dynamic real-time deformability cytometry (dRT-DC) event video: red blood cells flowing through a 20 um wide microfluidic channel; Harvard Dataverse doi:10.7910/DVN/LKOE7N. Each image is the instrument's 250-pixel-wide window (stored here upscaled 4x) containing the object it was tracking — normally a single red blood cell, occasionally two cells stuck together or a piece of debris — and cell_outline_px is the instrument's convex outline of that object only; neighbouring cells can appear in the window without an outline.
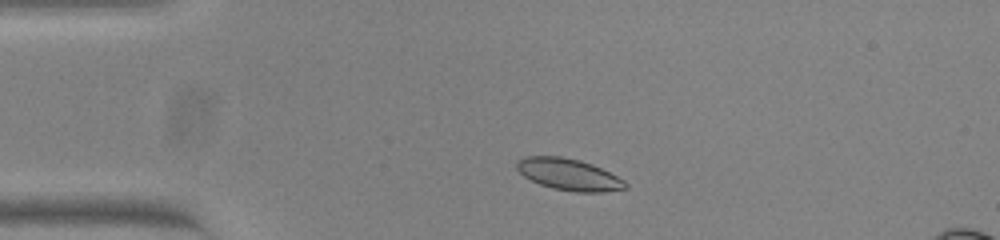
{"species": "common noctule bat (a hibernating species)", "species_latin": "Nyctalus noctula", "temperature_condition": "warm", "stored_images_in_passage": 48, "camera_frame_rate_fps": 3000, "um_per_image_px": 0.085, "animal": {"sex": "female", "body_mass_g": 23.0, "forearm_length_mm": 53.4}, "frame": {"image": 1, "passage_image": 5, "time_ms": 1.333, "image_size_px": [1000, 240], "cell_outline_px": [[628, 188], [604, 192], [576, 192], [552, 188], [540, 184], [524, 176], [516, 168], [516, 160], [524, 156], [560, 156], [580, 160], [592, 164], [624, 180], [628, 184]], "centroid_in_image_um": [48.34, 14.82], "position_along_channel_um": 36.7, "area_um2": 20.0}}
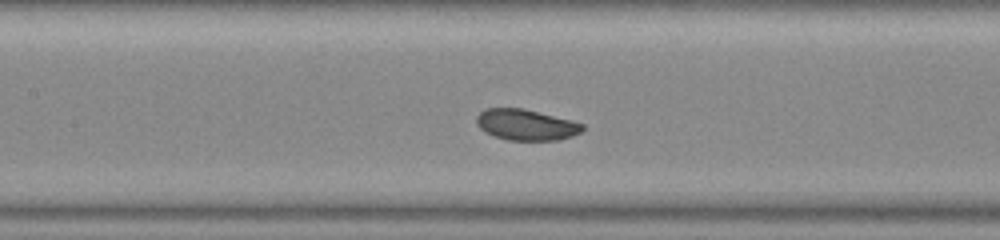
{"frame": {"image": 2, "passage_image": 18, "time_ms": 5.667, "image_size_px": [1000, 240], "cell_outline_px": [[584, 128], [580, 132], [572, 136], [556, 140], [508, 140], [484, 132], [476, 124], [476, 116], [480, 112], [488, 108], [524, 108], [572, 120], [584, 124]], "centroid_in_image_um": [44.71, 10.6], "position_along_channel_um": 162.7, "area_um2": 19.13}}
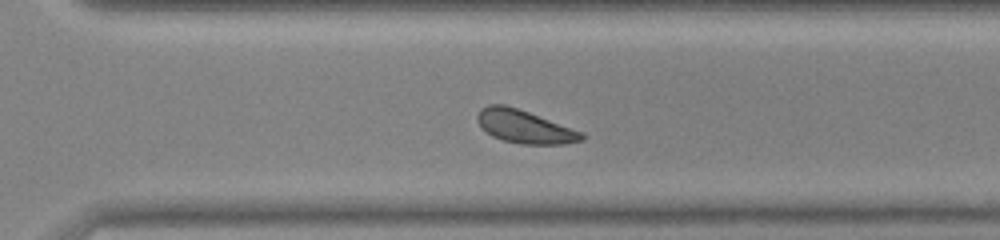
{"frame": {"image": 3, "passage_image": 31, "time_ms": 10.0, "image_size_px": [1000, 240], "cell_outline_px": [[584, 140], [564, 144], [520, 144], [504, 140], [492, 136], [480, 128], [476, 120], [476, 116], [480, 108], [488, 104], [504, 104], [528, 112], [584, 132]], "centroid_in_image_um": [44.55, 10.76], "position_along_channel_um": 326.0, "area_um2": 20.23}}